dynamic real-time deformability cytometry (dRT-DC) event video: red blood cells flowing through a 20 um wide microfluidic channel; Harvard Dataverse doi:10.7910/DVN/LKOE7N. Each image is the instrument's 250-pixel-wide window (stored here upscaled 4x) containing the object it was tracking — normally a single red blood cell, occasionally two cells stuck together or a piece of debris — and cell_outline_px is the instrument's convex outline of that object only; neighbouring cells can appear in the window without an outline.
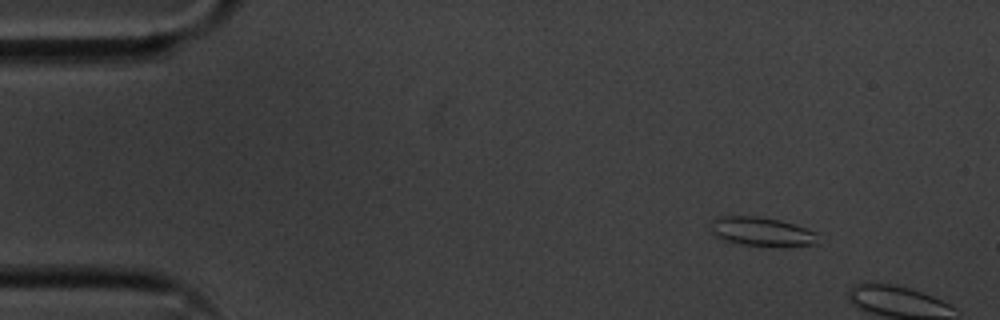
{"species": "common noctule bat (a hibernating species)", "species_latin": "Nyctalus noctula", "temperature_condition": "cold", "stored_images_in_passage": 10, "segment_of_instrument_passage": [1, 2], "camera_frame_rate_fps": 3000, "um_per_image_px": 0.085, "animal": {"sex": "male", "body_mass_g": 20.1, "forearm_length_mm": 53.5}, "frame": {"image": 1, "passage_image": 6, "time_ms": 1.667, "image_size_px": [1000, 320], "cell_outline_px": [[820, 244], [740, 244], [728, 240], [712, 232], [712, 220], [720, 216], [760, 216], [780, 220], [816, 232]], "centroid_in_image_um": [64.75, 19.64], "position_along_channel_um": 20.2, "area_um2": 17.11}}